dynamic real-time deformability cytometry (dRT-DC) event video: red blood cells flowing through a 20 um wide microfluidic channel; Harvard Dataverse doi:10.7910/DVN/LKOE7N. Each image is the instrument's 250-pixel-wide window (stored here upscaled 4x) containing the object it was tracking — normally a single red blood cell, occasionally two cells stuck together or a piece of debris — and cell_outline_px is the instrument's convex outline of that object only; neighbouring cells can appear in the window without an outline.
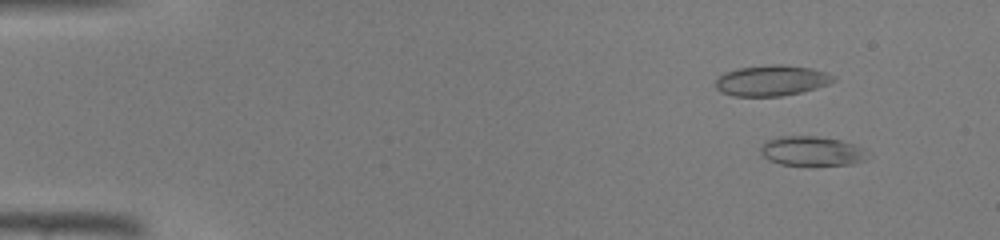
{"species": "common noctule bat (a hibernating species)", "species_latin": "Nyctalus noctula", "temperature_condition": "warm", "stored_images_in_passage": 42, "camera_frame_rate_fps": 3000, "um_per_image_px": 0.085, "animal": {"sex": "male", "body_mass_g": 19.0, "forearm_length_mm": 50.8}, "frame": {"image": 1, "passage_image": 1, "time_ms": 0.0, "image_size_px": [1000, 240], "cell_outline_px": [[864, 160], [852, 164], [780, 164], [768, 160], [760, 152], [760, 148], [764, 140], [780, 136], [816, 136], [840, 140], [864, 148]], "centroid_in_image_um": [68.91, 12.82], "position_along_channel_um": 16.1, "area_um2": 18.03}}